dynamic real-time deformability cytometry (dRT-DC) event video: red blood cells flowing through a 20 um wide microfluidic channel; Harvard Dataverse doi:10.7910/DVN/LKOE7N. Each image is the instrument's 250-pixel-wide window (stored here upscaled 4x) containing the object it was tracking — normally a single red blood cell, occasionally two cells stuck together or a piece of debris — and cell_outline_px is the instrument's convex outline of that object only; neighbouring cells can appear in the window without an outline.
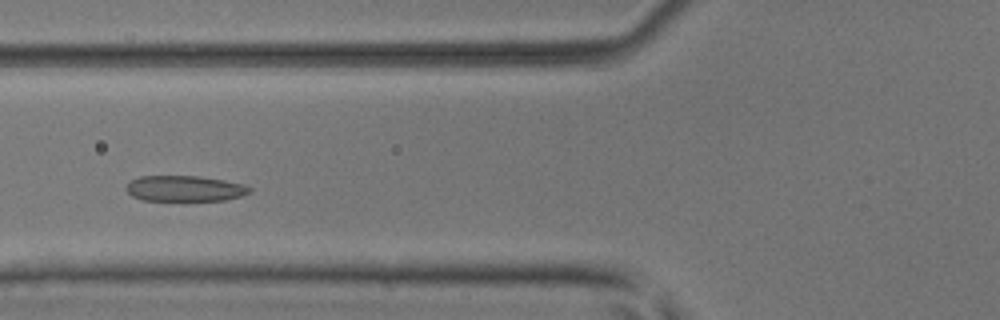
{"species": "common noctule bat (a hibernating species)", "species_latin": "Nyctalus noctula", "temperature_condition": "room temperature", "stored_images_in_passage": 33, "camera_frame_rate_fps": 3000, "um_per_image_px": 0.085, "animal": {"sex": "male", "body_mass_g": 17.9, "forearm_length_mm": 54.2}, "frame": {"image": 1, "passage_image": 10, "time_ms": 3.0, "image_size_px": [1000, 320], "cell_outline_px": [[252, 192], [240, 196], [224, 200], [144, 200], [132, 196], [124, 188], [132, 180], [140, 176], [200, 176], [224, 180], [244, 184], [252, 188]], "centroid_in_image_um": [15.72, 16.02], "position_along_channel_um": 110.1, "area_um2": 18.44}}
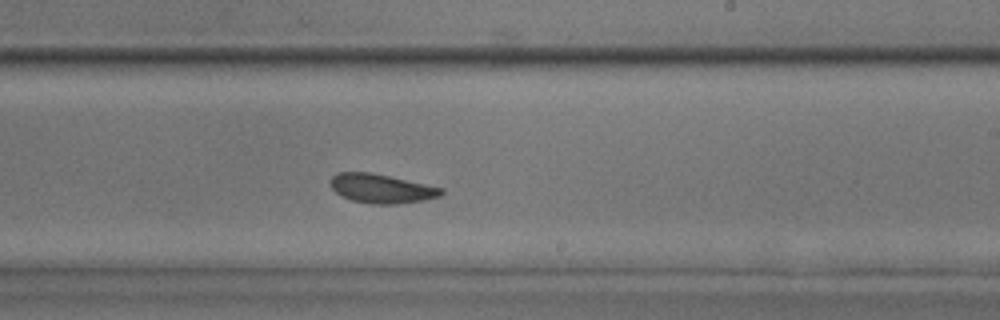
{"frame": {"image": 2, "passage_image": 21, "time_ms": 6.667, "image_size_px": [1000, 320], "cell_outline_px": [[444, 192], [440, 196], [424, 200], [396, 204], [372, 204], [352, 200], [340, 196], [328, 184], [332, 176], [336, 172], [368, 172], [388, 176], [444, 188]], "centroid_in_image_um": [32.39, 16.03], "position_along_channel_um": 256.6, "area_um2": 18.79}}
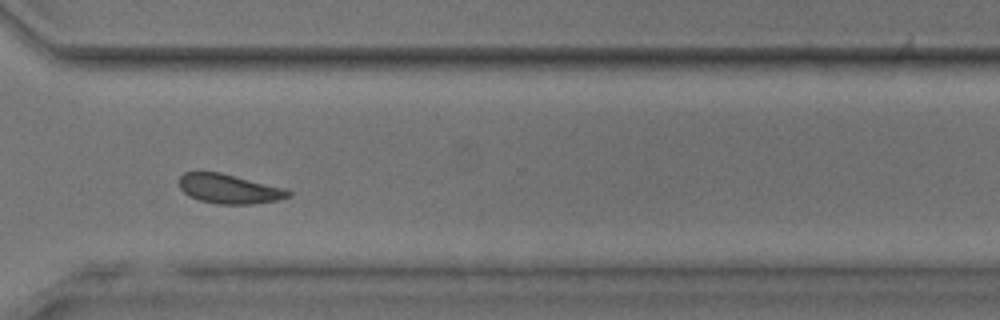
{"frame": {"image": 3, "passage_image": 28, "time_ms": 9.0, "image_size_px": [1000, 320], "cell_outline_px": [[292, 196], [276, 200], [252, 204], [220, 204], [200, 200], [188, 196], [180, 188], [180, 176], [184, 172], [220, 172], [288, 188], [292, 192]], "centroid_in_image_um": [19.53, 16.05], "position_along_channel_um": 351.1, "area_um2": 18.84}, "authors_computed_cell_mechanics": {"area_um2": 19.074, "velocity_mm_per_s": 4.0147, "shape_relaxation_time_tau1_ms": 3.5398, "shape_relaxation_time_tau2_ms": 1.4252, "deformation_change_tau1": 0.0995, "deformation_change_tau2": 0.0701}}